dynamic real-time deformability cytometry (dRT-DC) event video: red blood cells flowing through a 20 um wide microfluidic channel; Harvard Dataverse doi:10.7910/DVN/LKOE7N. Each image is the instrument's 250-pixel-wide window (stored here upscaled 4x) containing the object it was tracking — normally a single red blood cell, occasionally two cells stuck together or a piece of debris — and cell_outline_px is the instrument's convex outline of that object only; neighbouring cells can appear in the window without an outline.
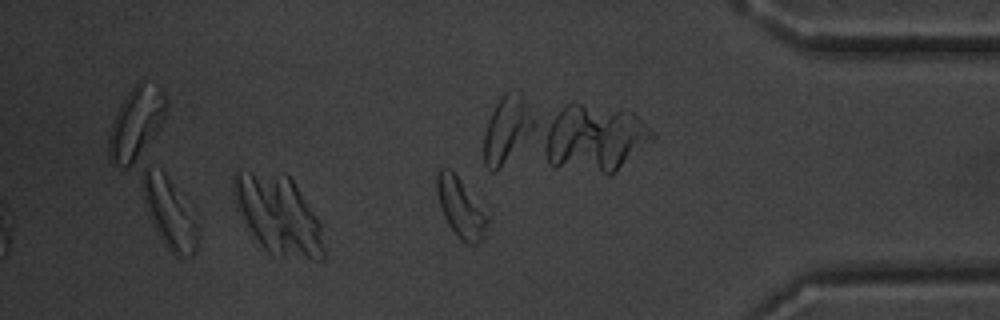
{"species": "common noctule bat (a hibernating species)", "species_latin": "Nyctalus noctula", "temperature_condition": "warm", "stored_images_in_passage": 34, "camera_frame_rate_fps": 3000, "um_per_image_px": 0.085, "animal": {"sex": "male", "body_mass_g": 20.1, "forearm_length_mm": 53.5}, "frame": {"image": 1, "passage_image": 34, "time_ms": 11.0, "image_size_px": [1000, 320], "cell_outline_px": [[488, 224], [480, 240], [476, 244], [468, 244], [460, 240], [456, 236], [448, 224], [440, 208], [436, 192], [436, 172], [440, 168], [448, 168], [460, 180], [488, 220]], "centroid_in_image_um": [39.07, 17.67], "position_along_channel_um": 396.1, "area_um2": 16.76}, "authors_computed_cell_mechanics": {"area_um2": 16.0106, "velocity_mm_per_s": 3.6732, "shape_relaxation_time_tau1_ms": 3.5924, "shape_relaxation_time_tau2_ms": 4.2346, "deformation_change_tau1": 0.1221, "deformation_change_tau2": 0.107}}